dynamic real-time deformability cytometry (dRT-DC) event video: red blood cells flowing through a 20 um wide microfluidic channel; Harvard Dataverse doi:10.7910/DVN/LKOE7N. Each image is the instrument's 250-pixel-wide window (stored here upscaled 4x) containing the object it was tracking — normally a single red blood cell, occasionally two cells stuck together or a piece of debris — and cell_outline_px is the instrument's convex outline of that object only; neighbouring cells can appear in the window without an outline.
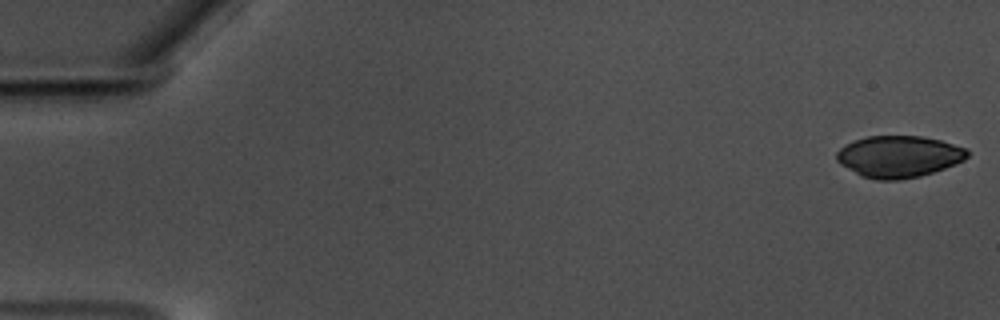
{"species": "common noctule bat (a hibernating species)", "species_latin": "Nyctalus noctula", "temperature_condition": "warm", "stored_images_in_passage": 58, "camera_frame_rate_fps": 3000, "um_per_image_px": 0.085, "animal": {"sex": "male", "body_mass_g": 17.5, "forearm_length_mm": 52.3}, "frame": {"image": 1, "passage_image": 1, "time_ms": 0.0, "image_size_px": [1000, 320], "cell_outline_px": [[968, 156], [964, 160], [956, 164], [920, 176], [900, 180], [876, 180], [860, 176], [840, 164], [836, 160], [836, 152], [844, 144], [852, 140], [868, 136], [920, 136], [940, 140], [968, 148]], "centroid_in_image_um": [76.37, 13.3], "position_along_channel_um": 8.6, "area_um2": 32.02}}
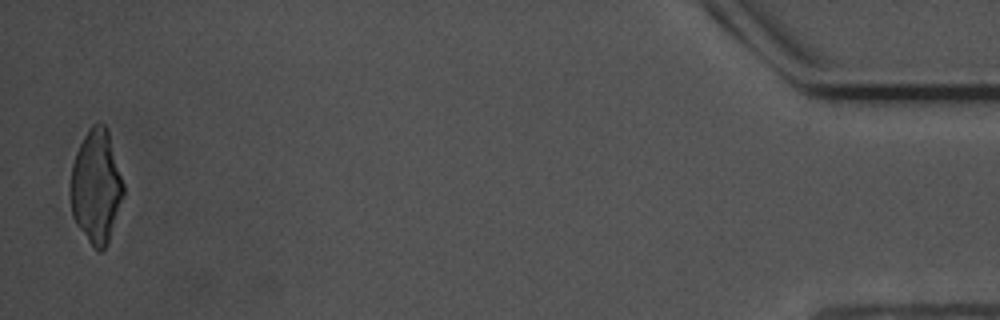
{"frame": {"image": 2, "passage_image": 57, "time_ms": 18.667, "image_size_px": [1000, 320], "cell_outline_px": [[124, 192], [108, 244], [100, 252], [88, 240], [72, 216], [68, 192], [68, 188], [72, 164], [76, 152], [84, 136], [92, 124], [104, 124], [108, 128], [124, 184]], "centroid_in_image_um": [8.15, 15.83], "position_along_channel_um": 427.0, "area_um2": 35.2}}